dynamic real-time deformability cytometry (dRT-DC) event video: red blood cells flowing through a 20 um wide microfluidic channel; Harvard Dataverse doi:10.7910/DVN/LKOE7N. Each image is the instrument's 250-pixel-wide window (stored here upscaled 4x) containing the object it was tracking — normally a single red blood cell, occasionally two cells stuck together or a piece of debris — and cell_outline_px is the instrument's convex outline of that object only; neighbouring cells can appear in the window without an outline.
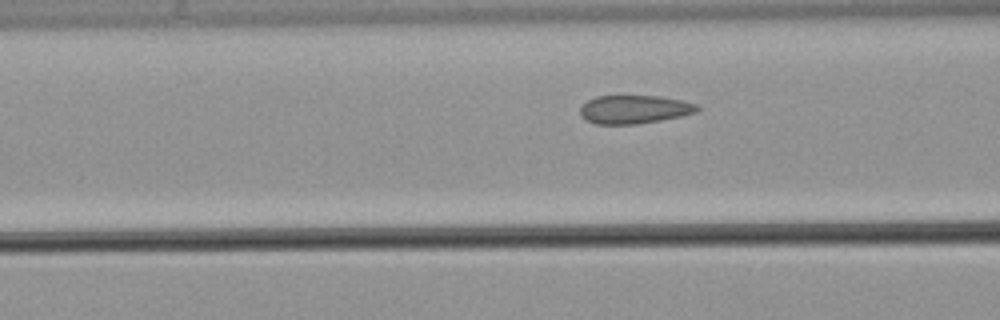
{"species": "common noctule bat (a hibernating species)", "species_latin": "Nyctalus noctula", "temperature_condition": "warm", "stored_images_in_passage": 34, "camera_frame_rate_fps": 3000, "um_per_image_px": 0.085, "animal": {"sex": "male", "body_mass_g": 21.5, "forearm_length_mm": 52.0}, "frame": {"image": 1, "passage_image": 10, "time_ms": 3.0, "image_size_px": [1000, 320], "cell_outline_px": [[700, 108], [696, 112], [680, 116], [660, 120], [636, 124], [596, 124], [588, 120], [580, 112], [580, 108], [588, 100], [596, 96], [660, 96], [684, 100], [696, 104]], "centroid_in_image_um": [53.95, 9.29], "position_along_channel_um": 112.7, "area_um2": 19.19}}
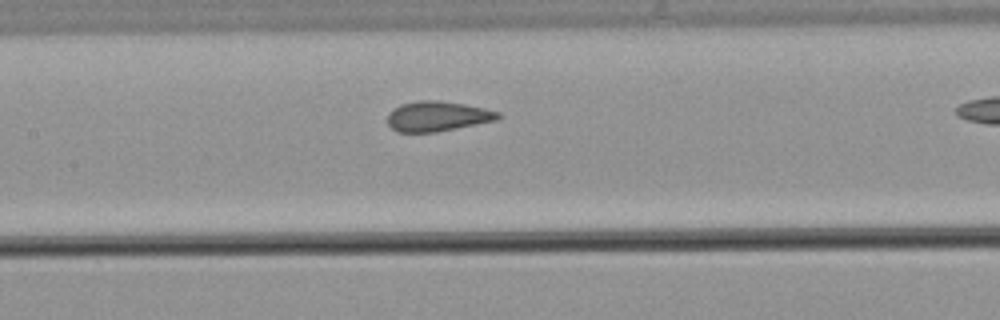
{"frame": {"image": 2, "passage_image": 15, "time_ms": 4.667, "image_size_px": [1000, 320], "cell_outline_px": [[500, 116], [496, 120], [436, 132], [396, 132], [388, 124], [388, 112], [400, 104], [420, 100], [436, 100], [464, 104], [484, 108], [500, 112]], "centroid_in_image_um": [37.15, 9.88], "position_along_channel_um": 170.3, "area_um2": 19.25}}